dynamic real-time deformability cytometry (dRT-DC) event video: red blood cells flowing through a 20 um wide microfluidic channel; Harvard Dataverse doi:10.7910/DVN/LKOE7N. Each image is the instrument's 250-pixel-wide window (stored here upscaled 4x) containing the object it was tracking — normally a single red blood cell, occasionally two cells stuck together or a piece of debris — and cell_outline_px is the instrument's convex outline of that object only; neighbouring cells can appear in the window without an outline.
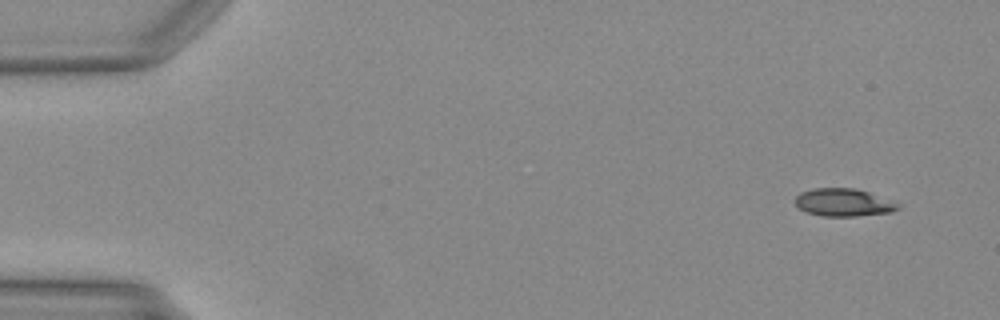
{"species": "Egyptian fruit bat (a non-hibernating species)", "species_latin": "Rousettus aegyptiacus", "temperature_condition": "warm", "stored_images_in_passage": 47, "camera_frame_rate_fps": 3000, "um_per_image_px": 0.085, "animal": {"sex": "female"}, "frame": {"image": 1, "passage_image": 1, "time_ms": 0.0, "image_size_px": [1000, 320], "cell_outline_px": [[900, 208], [892, 212], [856, 216], [824, 216], [808, 212], [800, 208], [796, 204], [796, 196], [800, 192], [812, 188], [852, 188], [868, 192], [900, 204]], "centroid_in_image_um": [71.7, 17.21], "position_along_channel_um": 13.3, "area_um2": 16.42}}
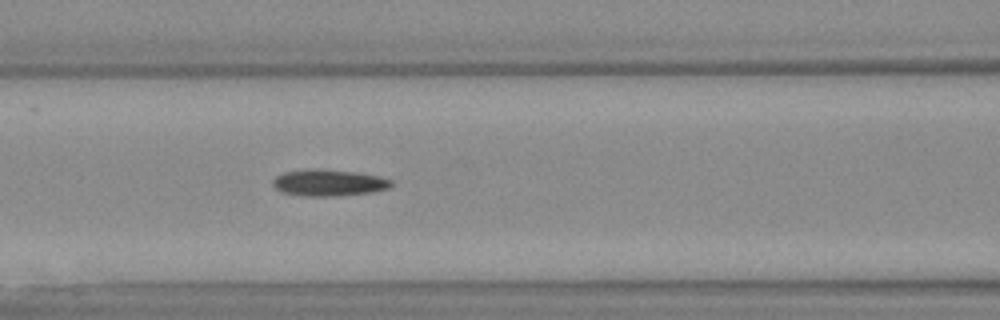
{"frame": {"image": 2, "passage_image": 19, "time_ms": 6.0, "image_size_px": [1000, 320], "cell_outline_px": [[392, 184], [388, 188], [372, 192], [336, 196], [308, 196], [280, 192], [272, 184], [272, 180], [276, 176], [284, 172], [308, 168], [320, 168], [356, 172], [376, 176], [392, 180]], "centroid_in_image_um": [27.89, 15.52], "position_along_channel_um": 138.7, "area_um2": 18.38}}
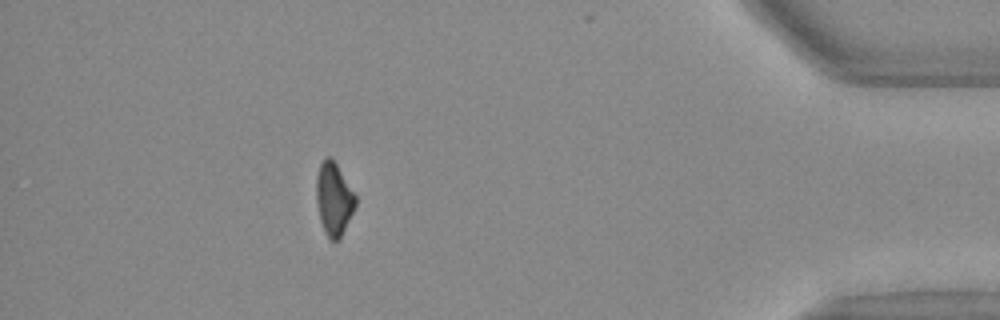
{"frame": {"image": 3, "passage_image": 42, "time_ms": 13.667, "image_size_px": [1000, 320], "cell_outline_px": [[356, 204], [340, 236], [336, 240], [332, 240], [328, 236], [320, 220], [316, 200], [316, 176], [320, 164], [328, 156], [332, 156], [356, 196]], "centroid_in_image_um": [28.36, 16.84], "position_along_channel_um": 406.8, "area_um2": 16.18}}